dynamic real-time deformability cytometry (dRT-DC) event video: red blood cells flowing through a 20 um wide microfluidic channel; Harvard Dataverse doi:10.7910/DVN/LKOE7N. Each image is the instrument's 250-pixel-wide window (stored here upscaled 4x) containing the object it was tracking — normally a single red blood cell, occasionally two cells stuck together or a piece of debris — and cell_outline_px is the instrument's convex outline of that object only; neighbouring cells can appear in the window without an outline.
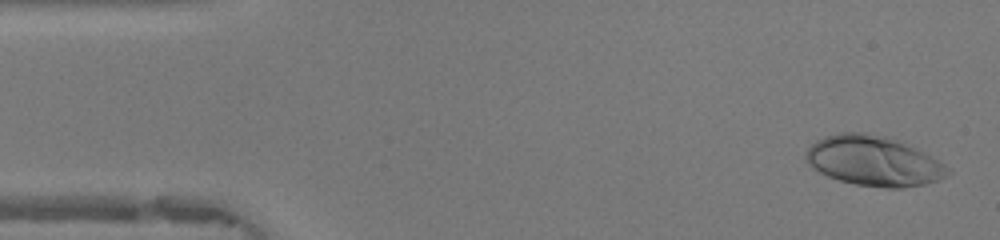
{"species": "human", "species_latin": "Homo sapiens", "temperature_condition": "warm", "stored_images_in_passage": 48, "camera_frame_rate_fps": 3000, "um_per_image_px": 0.085, "donor": {"sex": "female"}, "frame": {"image": 1, "passage_image": 2, "time_ms": 0.333, "image_size_px": [1000, 240], "cell_outline_px": [[952, 172], [936, 180], [924, 184], [900, 188], [888, 188], [856, 184], [840, 180], [828, 176], [812, 168], [804, 160], [804, 152], [816, 140], [824, 136], [840, 132], [864, 132], [884, 136], [900, 140], [952, 168]], "centroid_in_image_um": [74.22, 13.67], "position_along_channel_um": 10.8, "area_um2": 41.33}}
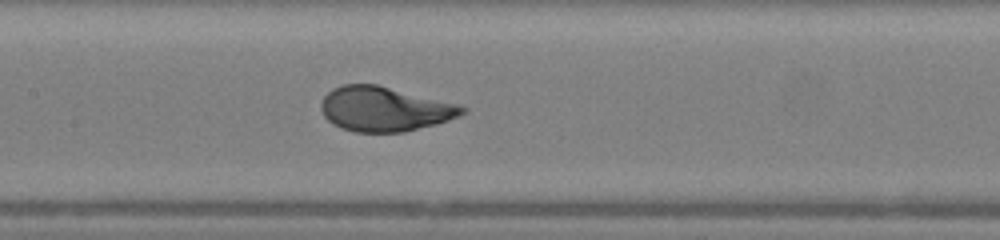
{"frame": {"image": 2, "passage_image": 22, "time_ms": 7.0, "image_size_px": [1000, 240], "cell_outline_px": [[468, 108], [460, 116], [436, 124], [404, 132], [356, 132], [340, 128], [332, 124], [324, 116], [320, 108], [320, 104], [324, 96], [332, 88], [344, 84], [376, 84], [460, 104]], "centroid_in_image_um": [32.68, 9.26], "position_along_channel_um": 174.7, "area_um2": 36.88}}
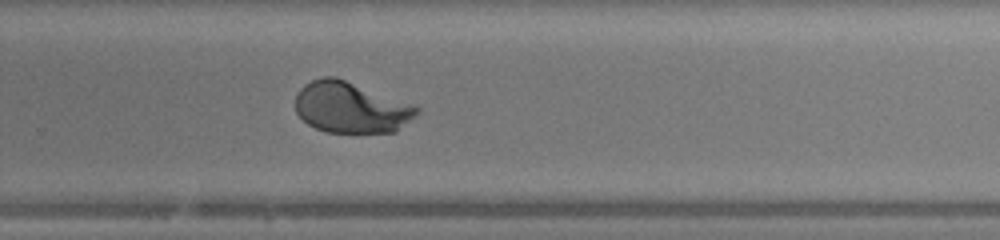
{"frame": {"image": 3, "passage_image": 31, "time_ms": 10.0, "image_size_px": [1000, 240], "cell_outline_px": [[420, 112], [416, 116], [396, 132], [328, 132], [316, 128], [308, 124], [296, 112], [296, 92], [304, 84], [312, 80], [324, 76], [336, 76], [416, 104], [420, 108]], "centroid_in_image_um": [29.87, 9.11], "position_along_channel_um": 299.9, "area_um2": 36.59}, "authors_computed_cell_mechanics": {"area_um2": 37.5411, "velocity_mm_per_s": 4.1908, "shape_relaxation_time_tau1_ms": 3.5484, "shape_relaxation_time_tau2_ms": null, "deformation_change_tau1": 0.2247, "deformation_change_tau2": null}}